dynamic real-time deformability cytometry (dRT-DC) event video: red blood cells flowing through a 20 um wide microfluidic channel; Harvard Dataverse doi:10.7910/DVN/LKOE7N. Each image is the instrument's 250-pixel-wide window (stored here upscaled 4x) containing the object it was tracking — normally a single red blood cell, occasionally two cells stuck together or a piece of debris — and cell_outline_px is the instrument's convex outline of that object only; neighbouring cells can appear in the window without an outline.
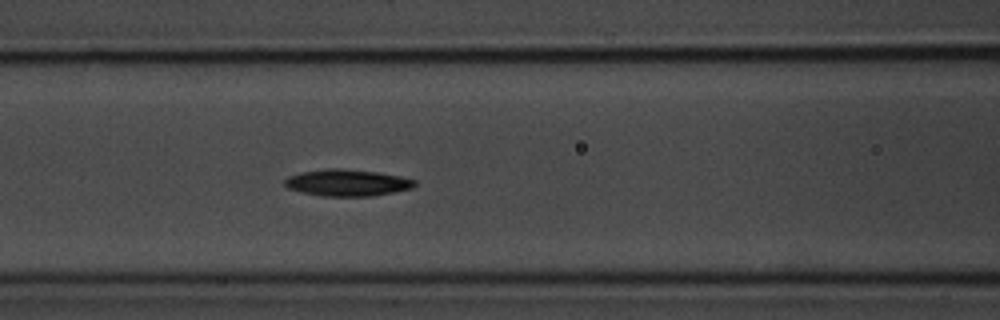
{"species": "common noctule bat (a hibernating species)", "species_latin": "Nyctalus noctula", "temperature_condition": "room temperature", "stored_images_in_passage": 18, "camera_frame_rate_fps": 3000, "um_per_image_px": 0.085, "animal": {"sex": "male", "body_mass_g": 20.1, "forearm_length_mm": 53.5}, "frame": {"image": 1, "passage_image": 11, "time_ms": 3.333, "image_size_px": [1000, 320], "cell_outline_px": [[416, 184], [412, 188], [372, 196], [320, 196], [300, 192], [288, 188], [284, 184], [284, 180], [288, 176], [300, 172], [328, 168], [340, 168], [376, 172], [400, 176], [416, 180]], "centroid_in_image_um": [29.47, 15.53], "position_along_channel_um": 137.1, "area_um2": 20.23}}